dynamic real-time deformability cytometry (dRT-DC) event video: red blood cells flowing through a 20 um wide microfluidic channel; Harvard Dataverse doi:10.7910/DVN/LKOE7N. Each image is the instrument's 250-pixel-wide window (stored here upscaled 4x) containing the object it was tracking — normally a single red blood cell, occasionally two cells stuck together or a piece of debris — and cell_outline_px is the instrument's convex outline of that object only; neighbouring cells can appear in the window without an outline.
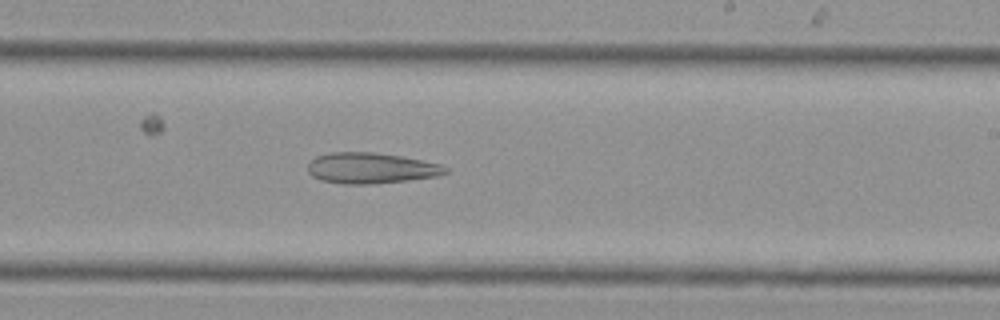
{"species": "Egyptian fruit bat (a non-hibernating species)", "species_latin": "Rousettus aegyptiacus", "temperature_condition": "cold", "stored_images_in_passage": 18, "camera_frame_rate_fps": 3000, "um_per_image_px": 0.085, "animal": {"sex": "female"}, "frame": {"image": 1, "passage_image": 16, "time_ms": 5.0, "image_size_px": [1000, 320], "cell_outline_px": [[448, 172], [436, 176], [408, 180], [372, 184], [344, 184], [320, 180], [312, 176], [308, 172], [308, 164], [316, 156], [332, 152], [372, 152], [400, 156], [440, 164], [448, 168]], "centroid_in_image_um": [31.5, 14.29], "position_along_channel_um": 257.5, "area_um2": 24.57}}
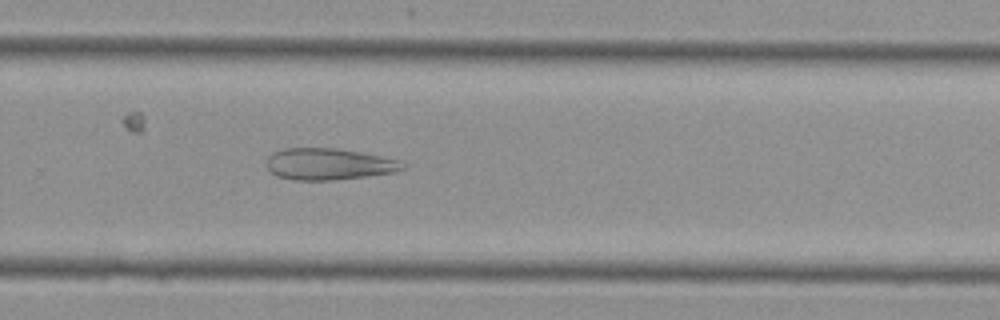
{"frame": {"image": 2, "passage_image": 18, "time_ms": 5.667, "image_size_px": [1000, 320], "cell_outline_px": [[408, 168], [396, 172], [336, 180], [296, 180], [276, 176], [264, 164], [268, 156], [272, 152], [284, 148], [336, 148], [360, 152], [400, 160], [408, 164]], "centroid_in_image_um": [27.97, 13.95], "position_along_channel_um": 301.8, "area_um2": 25.37}}